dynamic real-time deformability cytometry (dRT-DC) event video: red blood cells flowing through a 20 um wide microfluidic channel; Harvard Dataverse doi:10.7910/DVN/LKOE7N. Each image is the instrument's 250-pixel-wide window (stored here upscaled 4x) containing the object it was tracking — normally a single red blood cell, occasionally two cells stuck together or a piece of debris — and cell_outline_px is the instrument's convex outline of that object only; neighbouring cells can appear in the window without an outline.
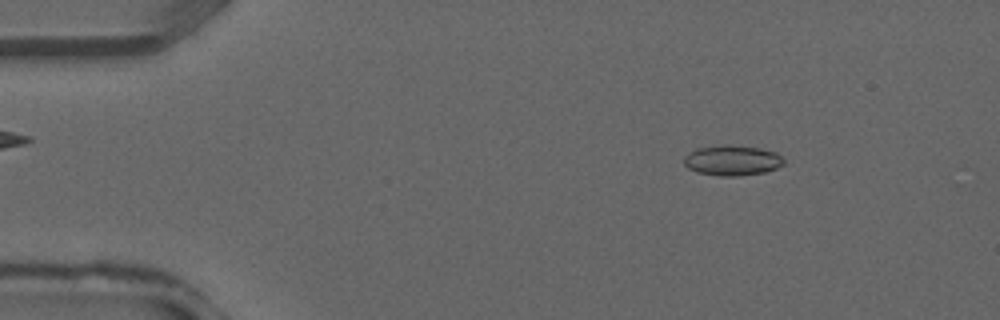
{"species": "common noctule bat (a hibernating species)", "species_latin": "Nyctalus noctula", "temperature_condition": "warm", "stored_images_in_passage": 37, "camera_frame_rate_fps": 3000, "um_per_image_px": 0.085, "animal": {"sex": "male", "forearm_length_mm": 52.5}, "frame": {"image": 1, "passage_image": 5, "time_ms": 1.333, "image_size_px": [1000, 320], "cell_outline_px": [[784, 164], [776, 168], [764, 172], [740, 176], [720, 176], [696, 172], [688, 168], [684, 164], [684, 156], [688, 152], [696, 148], [720, 144], [732, 144], [760, 148], [776, 152], [784, 160]], "centroid_in_image_um": [62.21, 13.62], "position_along_channel_um": 22.8, "area_um2": 17.92}}
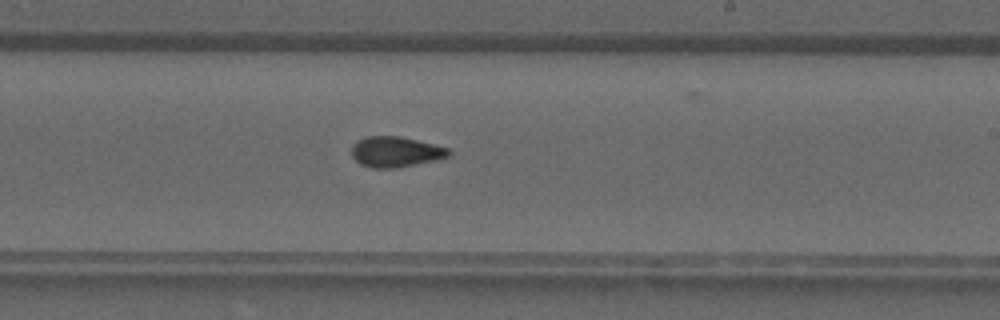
{"frame": {"image": 2, "passage_image": 22, "time_ms": 7.0, "image_size_px": [1000, 320], "cell_outline_px": [[452, 152], [448, 156], [436, 160], [396, 168], [372, 168], [360, 164], [352, 156], [352, 144], [368, 136], [400, 136], [448, 148]], "centroid_in_image_um": [33.62, 12.91], "position_along_channel_um": 255.4, "area_um2": 17.11}}
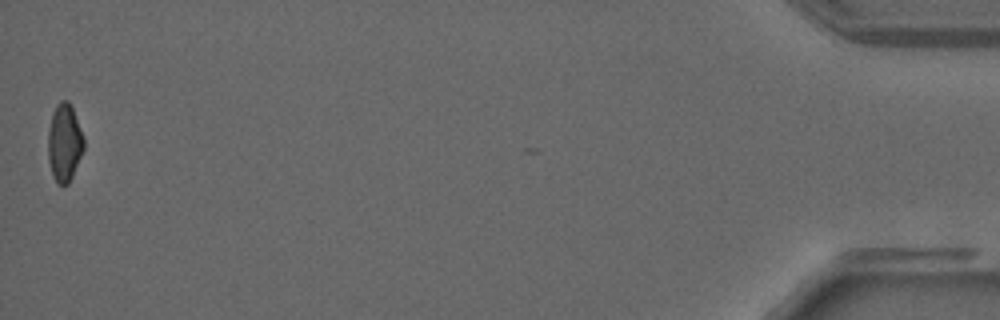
{"frame": {"image": 3, "passage_image": 37, "time_ms": 12.0, "image_size_px": [1000, 320], "cell_outline_px": [[84, 148], [72, 176], [68, 184], [56, 184], [52, 176], [48, 160], [48, 128], [52, 112], [56, 104], [60, 100], [68, 100], [72, 108], [84, 140]], "centroid_in_image_um": [5.44, 12.13], "position_along_channel_um": 429.8, "area_um2": 16.18}}